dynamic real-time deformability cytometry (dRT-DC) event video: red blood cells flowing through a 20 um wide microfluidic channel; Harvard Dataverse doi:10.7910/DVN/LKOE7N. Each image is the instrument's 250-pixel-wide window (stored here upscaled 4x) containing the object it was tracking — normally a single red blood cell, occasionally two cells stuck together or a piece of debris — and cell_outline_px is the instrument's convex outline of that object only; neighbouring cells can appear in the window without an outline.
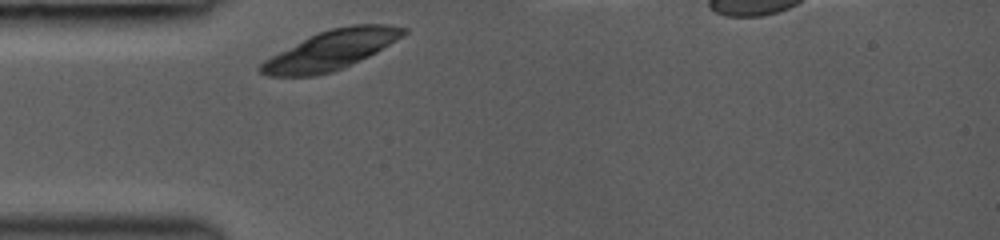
{"species": "common noctule bat (a hibernating species)", "species_latin": "Nyctalus noctula", "temperature_condition": "room temperature", "stored_images_in_passage": 28, "camera_frame_rate_fps": 3000, "um_per_image_px": 0.085, "animal": {"sex": "female", "body_mass_g": 19.0, "forearm_length_mm": 53.3}, "frame": {"image": 1, "passage_image": 1, "time_ms": 0.0, "image_size_px": [1000, 240], "cell_outline_px": [[408, 32], [396, 40], [376, 52], [360, 60], [332, 72], [316, 76], [268, 76], [260, 72], [260, 64], [264, 60], [308, 36], [332, 28], [352, 24], [388, 24], [408, 28]], "centroid_in_image_um": [28.15, 4.24], "position_along_channel_um": 56.8, "area_um2": 32.43}}
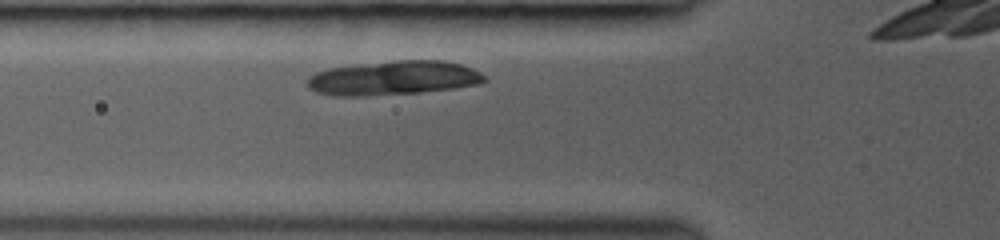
{"frame": {"image": 2, "passage_image": 4, "time_ms": 1.0, "image_size_px": [1000, 240], "cell_outline_px": [[488, 80], [480, 84], [452, 88], [420, 92], [364, 96], [336, 96], [316, 92], [308, 88], [308, 76], [316, 72], [328, 68], [400, 60], [444, 60], [460, 64], [472, 68], [480, 72]], "centroid_in_image_um": [33.45, 6.63], "position_along_channel_um": 92.4, "area_um2": 35.14}}